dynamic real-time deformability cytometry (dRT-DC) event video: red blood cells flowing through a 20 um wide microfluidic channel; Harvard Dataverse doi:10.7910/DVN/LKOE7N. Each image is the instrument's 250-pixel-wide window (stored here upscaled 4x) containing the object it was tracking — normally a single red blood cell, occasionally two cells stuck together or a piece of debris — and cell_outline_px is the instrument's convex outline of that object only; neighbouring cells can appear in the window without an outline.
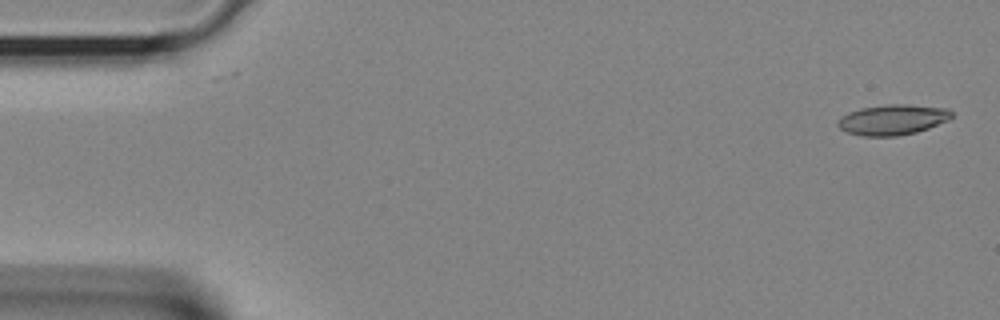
{"species": "Egyptian fruit bat (a non-hibernating species)", "species_latin": "Rousettus aegyptiacus", "temperature_condition": "room temperature", "stored_images_in_passage": 2, "camera_frame_rate_fps": 3000, "um_per_image_px": 0.085, "animal": {"sex": "female"}, "frame": {"image": 1, "passage_image": 2, "time_ms": 0.333, "image_size_px": [1000, 320], "cell_outline_px": [[952, 116], [948, 120], [928, 128], [916, 132], [896, 136], [864, 136], [848, 132], [840, 128], [836, 124], [836, 120], [840, 116], [848, 112], [860, 108], [888, 104], [908, 104], [948, 108], [952, 112]], "centroid_in_image_um": [75.85, 10.16], "position_along_channel_um": 9.2, "area_um2": 20.23}}